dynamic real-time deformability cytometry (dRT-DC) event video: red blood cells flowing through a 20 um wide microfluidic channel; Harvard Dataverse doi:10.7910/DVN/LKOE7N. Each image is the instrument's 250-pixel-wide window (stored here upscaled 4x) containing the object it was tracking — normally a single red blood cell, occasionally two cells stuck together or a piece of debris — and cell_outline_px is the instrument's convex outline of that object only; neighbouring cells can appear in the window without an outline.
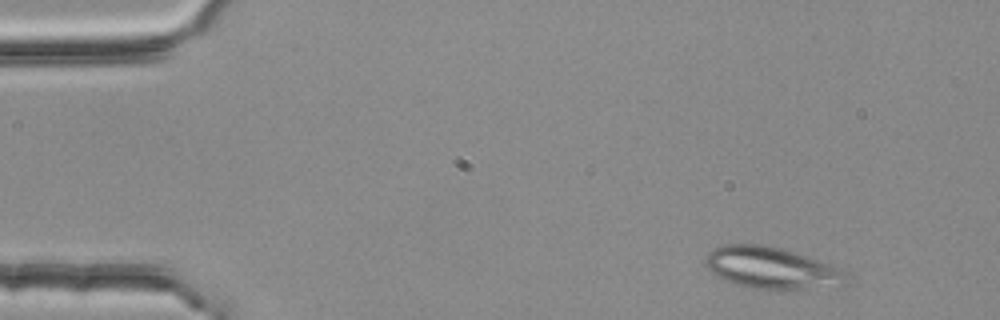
{"species": "common noctule bat (a hibernating species)", "species_latin": "Nyctalus noctula", "temperature_condition": "room temperature", "stored_images_in_passage": 3, "camera_frame_rate_fps": 3000, "um_per_image_px": 0.085, "animal": {"sex": "female", "body_mass_g": 25.1}, "frame": {"image": 1, "passage_image": 1, "time_ms": 0.0, "image_size_px": [1000, 320], "cell_outline_px": [[844, 276], [836, 288], [784, 292], [736, 284], [724, 280], [716, 276], [704, 264], [708, 252], [712, 248], [724, 244], [764, 244], [796, 252], [832, 264]], "centroid_in_image_um": [65.55, 22.8], "position_along_channel_um": 19.5, "area_um2": 34.68}}
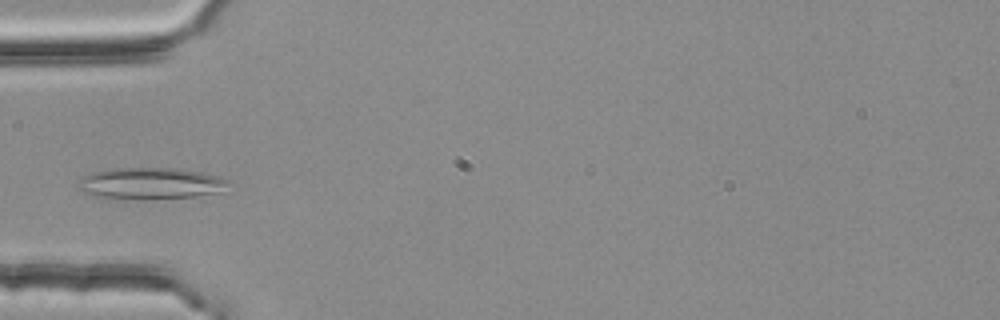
{"frame": {"image": 2, "passage_image": 3, "time_ms": 0.667, "image_size_px": [1000, 320], "cell_outline_px": [[228, 180], [220, 192], [196, 196], [92, 196], [76, 188], [76, 184], [84, 176], [92, 172], [112, 168], [176, 168], [200, 172], [220, 176]], "centroid_in_image_um": [12.76, 15.53], "position_along_channel_um": 72.2, "area_um2": 26.24}}